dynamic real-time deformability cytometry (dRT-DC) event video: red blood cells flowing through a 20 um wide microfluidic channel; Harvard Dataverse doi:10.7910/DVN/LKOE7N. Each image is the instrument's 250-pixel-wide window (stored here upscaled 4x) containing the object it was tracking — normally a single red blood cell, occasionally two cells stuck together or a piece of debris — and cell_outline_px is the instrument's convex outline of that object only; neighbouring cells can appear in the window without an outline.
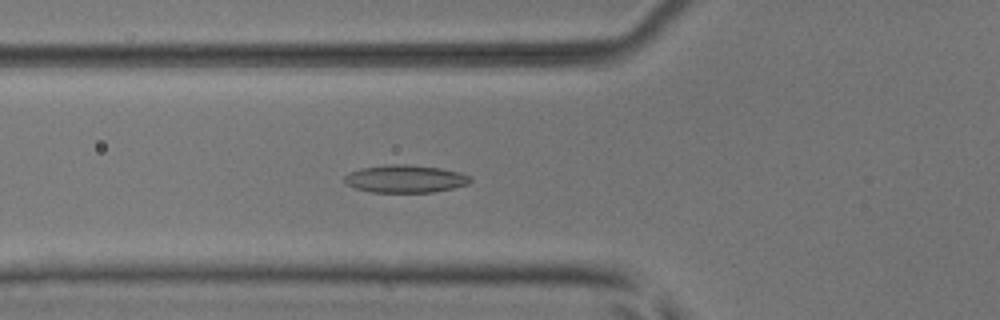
{"species": "common noctule bat (a hibernating species)", "species_latin": "Nyctalus noctula", "temperature_condition": "room temperature", "stored_images_in_passage": 53, "camera_frame_rate_fps": 3000, "um_per_image_px": 0.085, "animal": {"sex": "male", "body_mass_g": 17.9, "forearm_length_mm": 54.2}, "frame": {"image": 1, "passage_image": 20, "time_ms": 6.333, "image_size_px": [1000, 320], "cell_outline_px": [[472, 180], [468, 184], [452, 188], [432, 192], [368, 192], [356, 188], [348, 184], [344, 180], [344, 176], [348, 172], [360, 168], [392, 164], [404, 164], [440, 168], [460, 172], [468, 176]], "centroid_in_image_um": [34.42, 15.2], "position_along_channel_um": 91.4, "area_um2": 20.17}}
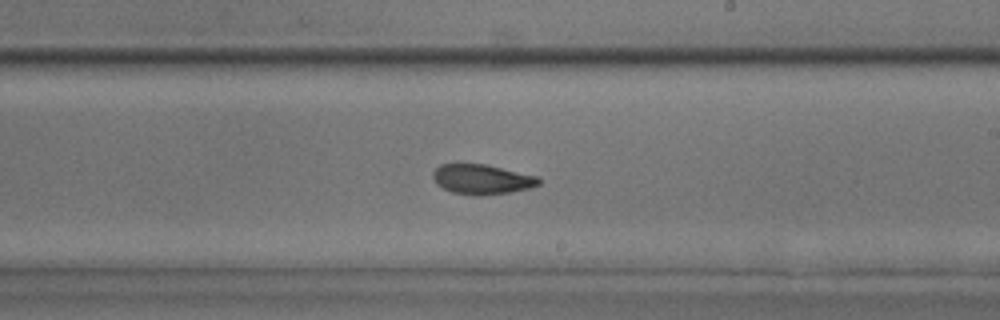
{"frame": {"image": 2, "passage_image": 32, "time_ms": 10.333, "image_size_px": [1000, 320], "cell_outline_px": [[540, 184], [532, 188], [508, 192], [480, 196], [472, 196], [452, 192], [436, 184], [432, 176], [432, 172], [440, 164], [484, 164], [540, 176]], "centroid_in_image_um": [40.98, 15.24], "position_along_channel_um": 248.0, "area_um2": 18.61}}
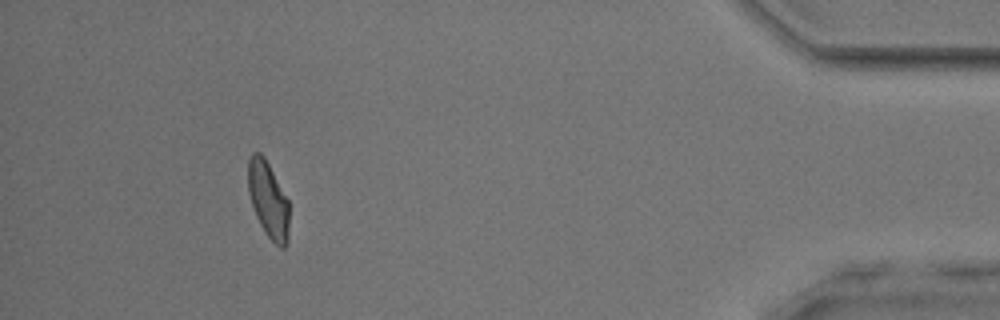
{"frame": {"image": 3, "passage_image": 49, "time_ms": 16.0, "image_size_px": [1000, 320], "cell_outline_px": [[288, 244], [284, 248], [280, 248], [264, 232], [256, 216], [248, 192], [248, 160], [252, 152], [260, 152], [264, 156], [288, 200]], "centroid_in_image_um": [22.79, 16.98], "position_along_channel_um": 412.4, "area_um2": 18.15}, "authors_computed_cell_mechanics": {"area_um2": 19.2474, "velocity_mm_per_s": 3.9301, "shape_relaxation_time_tau1_ms": 7.4301, "shape_relaxation_time_tau2_ms": 2.2501, "deformation_change_tau1": 0.1714, "deformation_change_tau2": 0.0816}}